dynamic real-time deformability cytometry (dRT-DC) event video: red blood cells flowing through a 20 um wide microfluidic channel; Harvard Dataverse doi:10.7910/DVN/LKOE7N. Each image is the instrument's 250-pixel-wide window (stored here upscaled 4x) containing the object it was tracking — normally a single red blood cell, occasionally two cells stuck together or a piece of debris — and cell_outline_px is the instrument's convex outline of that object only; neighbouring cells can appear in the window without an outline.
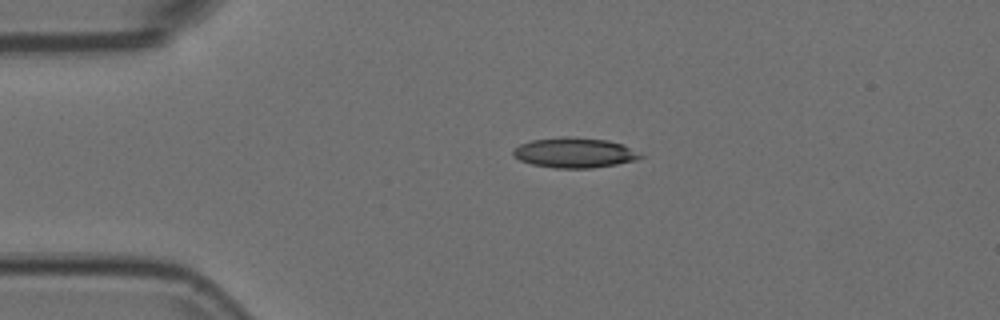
{"species": "Egyptian fruit bat (a non-hibernating species)", "species_latin": "Rousettus aegyptiacus", "temperature_condition": "room temperature", "stored_images_in_passage": 43, "camera_frame_rate_fps": 3000, "um_per_image_px": 0.085, "animal": {"sex": "female"}, "frame": {"image": 1, "passage_image": 1, "time_ms": 0.0, "image_size_px": [1000, 320], "cell_outline_px": [[644, 156], [636, 160], [616, 164], [592, 168], [556, 168], [532, 164], [520, 160], [512, 156], [512, 152], [520, 144], [532, 140], [564, 136], [568, 136], [608, 140], [624, 144]], "centroid_in_image_um": [48.83, 12.97], "position_along_channel_um": 36.2, "area_um2": 22.31}}
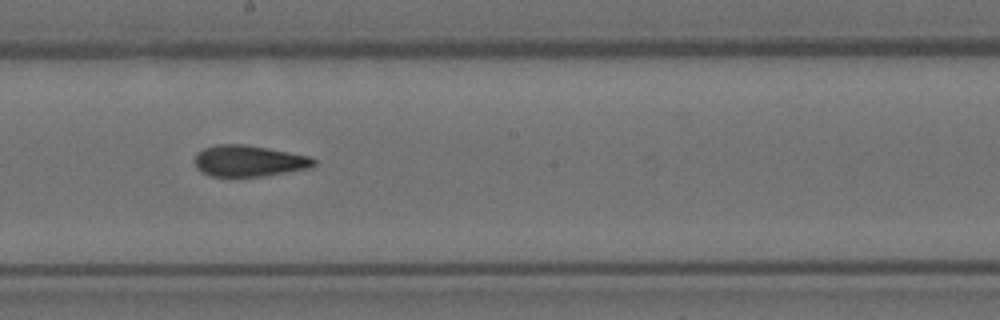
{"frame": {"image": 2, "passage_image": 19, "time_ms": 6.0, "image_size_px": [1000, 320], "cell_outline_px": [[316, 164], [308, 168], [264, 176], [212, 176], [200, 172], [196, 168], [192, 160], [196, 152], [204, 148], [216, 144], [244, 144], [268, 148], [308, 156], [316, 160]], "centroid_in_image_um": [21.07, 13.67], "position_along_channel_um": 227.1, "area_um2": 21.79}}
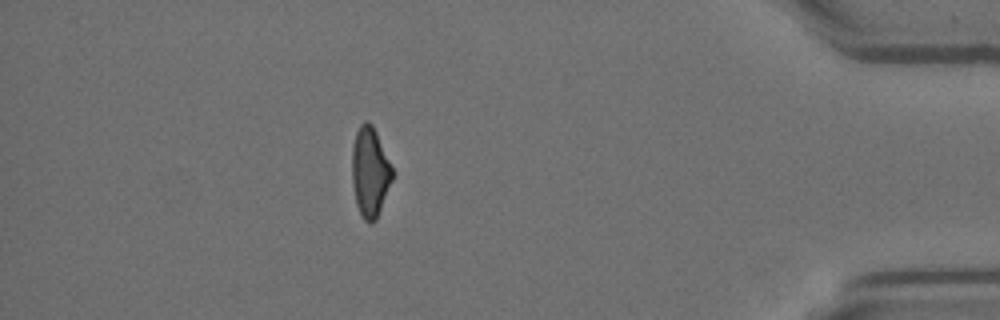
{"frame": {"image": 3, "passage_image": 37, "time_ms": 12.0, "image_size_px": [1000, 320], "cell_outline_px": [[396, 172], [376, 220], [372, 224], [368, 224], [364, 220], [356, 204], [352, 184], [352, 144], [356, 132], [360, 124], [364, 120], [368, 120], [372, 124]], "centroid_in_image_um": [31.47, 14.61], "position_along_channel_um": 403.7, "area_um2": 21.62}}